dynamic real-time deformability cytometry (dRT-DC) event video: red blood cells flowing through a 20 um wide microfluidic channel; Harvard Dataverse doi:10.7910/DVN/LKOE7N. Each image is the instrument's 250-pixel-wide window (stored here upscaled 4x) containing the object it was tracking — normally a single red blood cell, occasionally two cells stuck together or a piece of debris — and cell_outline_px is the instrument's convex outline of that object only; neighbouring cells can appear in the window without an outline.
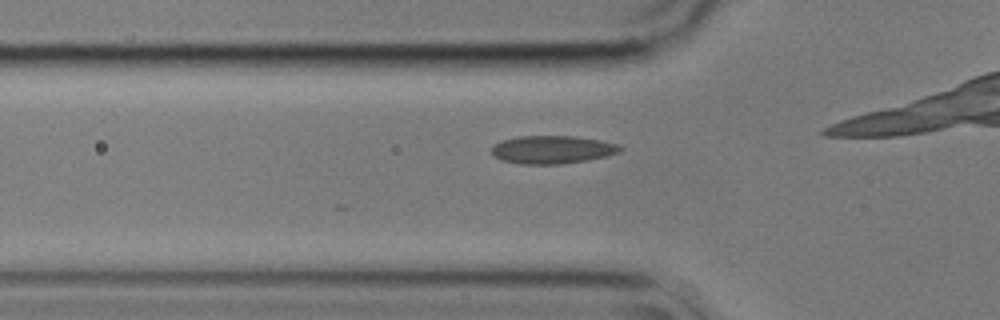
{"species": "common noctule bat (a hibernating species)", "species_latin": "Nyctalus noctula", "temperature_condition": "cold", "stored_images_in_passage": 8, "camera_frame_rate_fps": 3000, "um_per_image_px": 0.085, "animal": {"sex": "male", "body_mass_g": 17.9}, "frame": {"image": 1, "passage_image": 2, "time_ms": 0.333, "image_size_px": [1000, 320], "cell_outline_px": [[624, 148], [620, 152], [608, 156], [588, 160], [560, 164], [520, 164], [500, 160], [492, 156], [492, 148], [496, 144], [504, 140], [520, 136], [572, 136], [600, 140], [616, 144]], "centroid_in_image_um": [46.96, 12.73], "position_along_channel_um": 78.8, "area_um2": 20.98}}
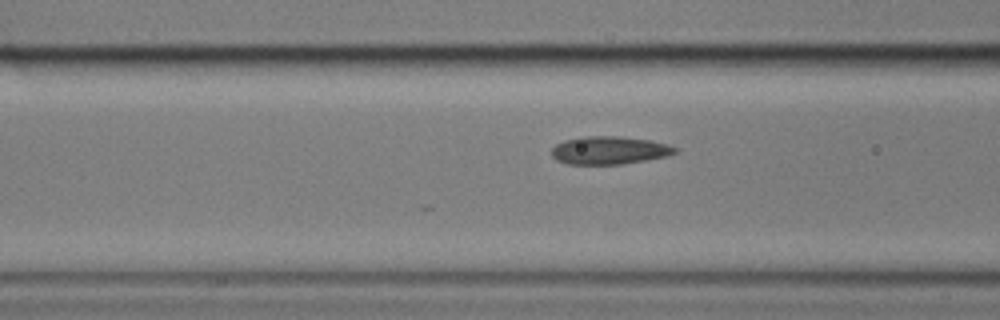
{"frame": {"image": 2, "passage_image": 5, "time_ms": 1.333, "image_size_px": [1000, 320], "cell_outline_px": [[680, 148], [676, 152], [668, 156], [648, 160], [624, 164], [568, 164], [556, 160], [552, 156], [552, 148], [556, 144], [564, 140], [580, 136], [620, 136], [652, 140], [668, 144]], "centroid_in_image_um": [51.83, 12.77], "position_along_channel_um": 114.8, "area_um2": 20.46}}